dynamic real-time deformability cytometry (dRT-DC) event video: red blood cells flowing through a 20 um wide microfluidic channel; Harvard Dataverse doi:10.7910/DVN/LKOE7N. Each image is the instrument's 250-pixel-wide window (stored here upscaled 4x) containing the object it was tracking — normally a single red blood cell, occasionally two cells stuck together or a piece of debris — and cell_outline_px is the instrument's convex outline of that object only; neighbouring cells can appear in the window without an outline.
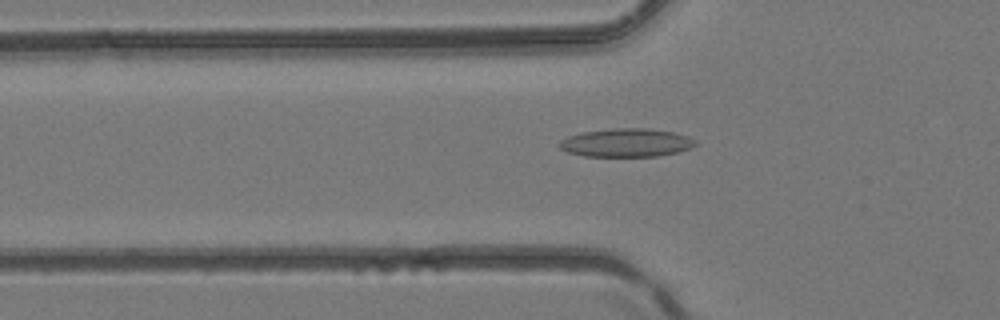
{"species": "common noctule bat (a hibernating species)", "species_latin": "Nyctalus noctula", "temperature_condition": "room temperature", "stored_images_in_passage": 44, "camera_frame_rate_fps": 3000, "um_per_image_px": 0.085, "animal": {"sex": "female", "body_mass_g": 24.6, "forearm_length_mm": 56.2}, "frame": {"image": 1, "passage_image": 16, "time_ms": 5.0, "image_size_px": [1000, 320], "cell_outline_px": [[696, 144], [692, 148], [676, 152], [656, 156], [584, 156], [568, 152], [560, 148], [560, 140], [568, 136], [584, 132], [612, 128], [648, 128], [672, 132], [688, 136], [696, 140]], "centroid_in_image_um": [53.25, 12.12], "position_along_channel_um": 72.5, "area_um2": 22.37}}
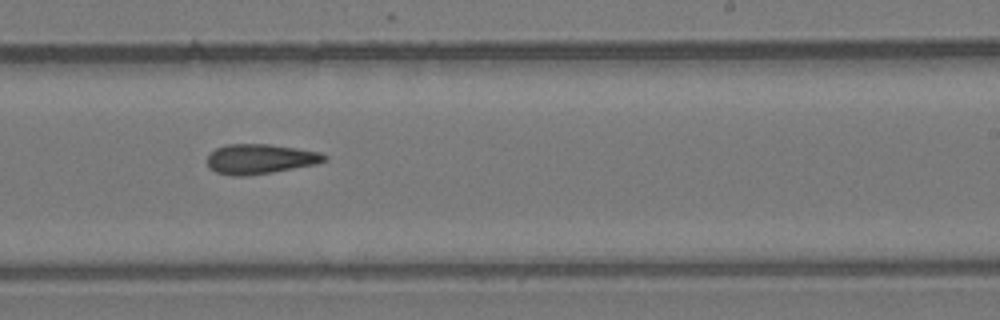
{"frame": {"image": 2, "passage_image": 28, "time_ms": 9.0, "image_size_px": [1000, 320], "cell_outline_px": [[328, 160], [316, 164], [272, 172], [248, 176], [232, 176], [216, 172], [208, 168], [208, 156], [216, 148], [228, 144], [268, 144], [296, 148], [320, 152], [328, 156]], "centroid_in_image_um": [22.12, 13.52], "position_along_channel_um": 266.9, "area_um2": 20.4}}
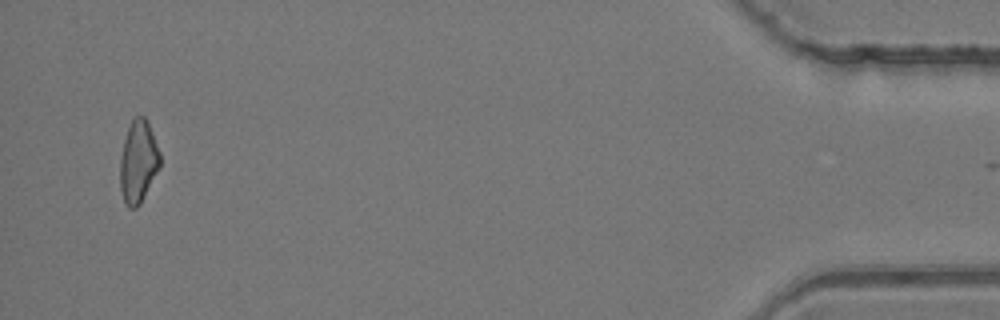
{"frame": {"image": 3, "passage_image": 43, "time_ms": 14.0, "image_size_px": [1000, 320], "cell_outline_px": [[160, 168], [140, 204], [136, 208], [128, 208], [124, 200], [120, 188], [120, 156], [124, 140], [132, 116], [144, 116], [148, 120], [160, 152]], "centroid_in_image_um": [11.76, 13.72], "position_along_channel_um": 423.4, "area_um2": 19.42}}